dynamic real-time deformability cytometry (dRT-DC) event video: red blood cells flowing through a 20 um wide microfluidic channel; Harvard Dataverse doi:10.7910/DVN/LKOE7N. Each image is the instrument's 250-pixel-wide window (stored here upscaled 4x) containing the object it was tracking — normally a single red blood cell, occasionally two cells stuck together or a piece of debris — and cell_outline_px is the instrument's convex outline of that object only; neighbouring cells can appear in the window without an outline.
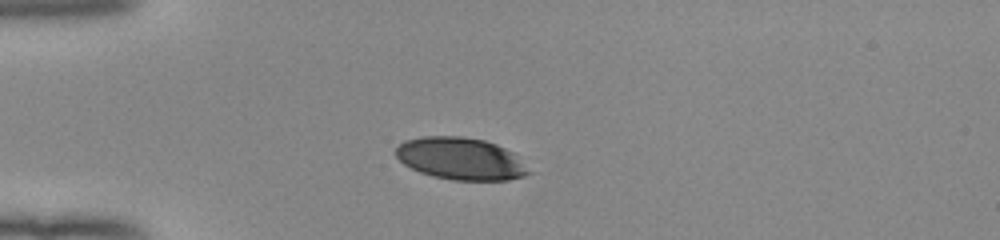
{"species": "human", "species_latin": "Homo sapiens", "temperature_condition": "room temperature", "stored_images_in_passage": 39, "camera_frame_rate_fps": 3000, "um_per_image_px": 0.085, "donor": {"sex": "female"}, "frame": {"image": 1, "passage_image": 1, "time_ms": 0.0, "image_size_px": [1000, 240], "cell_outline_px": [[532, 172], [524, 176], [508, 180], [452, 180], [420, 172], [404, 164], [396, 156], [396, 148], [404, 140], [424, 136], [460, 136], [484, 140], [496, 144], [512, 152]], "centroid_in_image_um": [39.16, 13.48], "position_along_channel_um": 45.8, "area_um2": 32.43}}
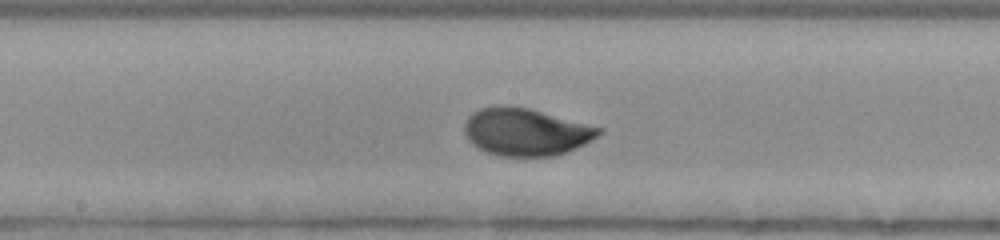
{"frame": {"image": 2, "passage_image": 15, "time_ms": 4.667, "image_size_px": [1000, 240], "cell_outline_px": [[604, 128], [596, 136], [584, 144], [568, 152], [556, 156], [500, 156], [488, 152], [472, 144], [468, 140], [464, 132], [464, 124], [468, 116], [472, 112], [480, 108], [500, 104], [528, 108]], "centroid_in_image_um": [44.66, 11.2], "position_along_channel_um": 203.5, "area_um2": 37.17}}
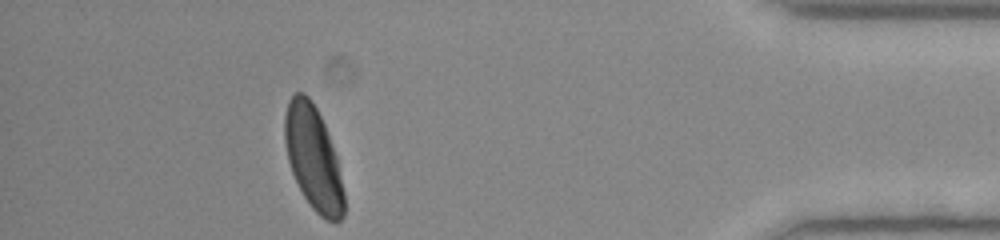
{"frame": {"image": 3, "passage_image": 34, "time_ms": 11.0, "image_size_px": [1000, 240], "cell_outline_px": [[344, 216], [340, 220], [328, 220], [320, 216], [312, 208], [304, 196], [292, 172], [288, 160], [284, 140], [284, 116], [288, 100], [296, 92], [304, 92], [308, 96], [316, 108], [324, 124], [336, 156], [344, 192]], "centroid_in_image_um": [26.61, 13.42], "position_along_channel_um": 408.6, "area_um2": 35.49}, "authors_computed_cell_mechanics": {"area_um2": 36.1828, "velocity_mm_per_s": 3.9568, "shape_relaxation_time_tau1_ms": 2.6239, "shape_relaxation_time_tau2_ms": null, "deformation_change_tau1": 0.1331, "deformation_change_tau2": null}}